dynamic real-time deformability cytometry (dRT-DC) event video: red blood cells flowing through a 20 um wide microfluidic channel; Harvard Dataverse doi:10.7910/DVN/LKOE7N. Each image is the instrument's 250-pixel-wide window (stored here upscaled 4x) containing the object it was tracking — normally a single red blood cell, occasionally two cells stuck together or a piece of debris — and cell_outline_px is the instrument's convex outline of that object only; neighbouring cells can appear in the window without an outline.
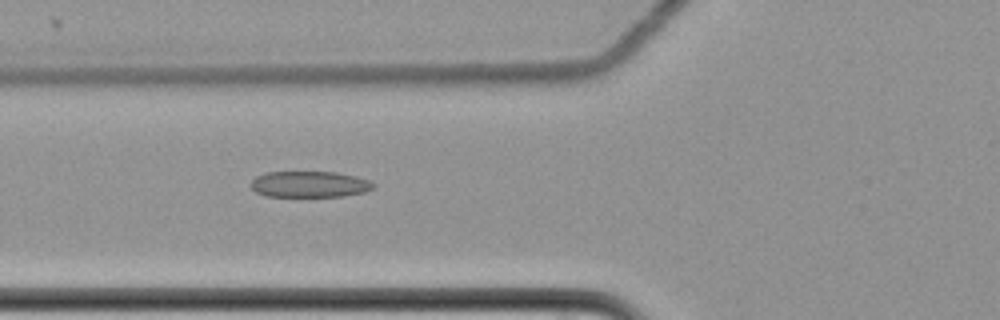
{"species": "common noctule bat (a hibernating species)", "species_latin": "Nyctalus noctula", "temperature_condition": "cold", "stored_images_in_passage": 61, "camera_frame_rate_fps": 3000, "um_per_image_px": 0.085, "animal": {"sex": "female", "body_mass_g": 22.7, "forearm_length_mm": 54.2}, "frame": {"image": 1, "passage_image": 25, "time_ms": 8.0, "image_size_px": [1000, 320], "cell_outline_px": [[376, 184], [372, 188], [364, 192], [344, 196], [264, 196], [256, 192], [248, 184], [256, 176], [264, 172], [336, 172], [356, 176], [368, 180]], "centroid_in_image_um": [26.27, 15.66], "position_along_channel_um": 99.5, "area_um2": 18.73}}
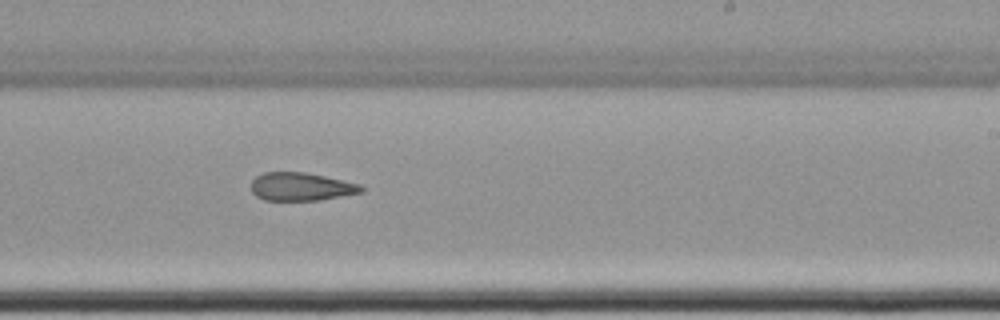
{"frame": {"image": 2, "passage_image": 39, "time_ms": 12.667, "image_size_px": [1000, 320], "cell_outline_px": [[364, 192], [320, 200], [264, 200], [256, 196], [252, 192], [252, 180], [256, 176], [264, 172], [304, 172], [324, 176], [360, 184], [364, 188]], "centroid_in_image_um": [25.6, 15.87], "position_along_channel_um": 263.4, "area_um2": 18.03}}
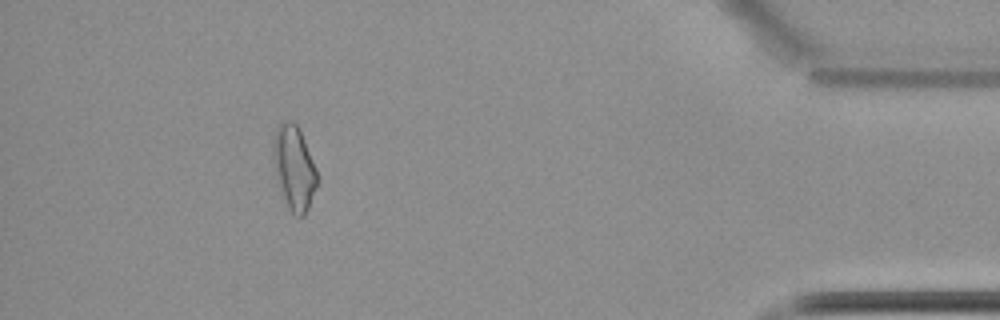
{"frame": {"image": 3, "passage_image": 56, "time_ms": 18.333, "image_size_px": [1000, 320], "cell_outline_px": [[320, 180], [308, 208], [304, 216], [296, 216], [288, 208], [276, 176], [272, 156], [272, 144], [276, 128], [280, 120], [292, 120], [300, 128], [316, 168]], "centroid_in_image_um": [25.0, 14.21], "position_along_channel_um": 410.2, "area_um2": 21.91}, "authors_computed_cell_mechanics": {"area_um2": 20.4612, "velocity_mm_per_s": 3.5111, "shape_relaxation_time_tau1_ms": null, "shape_relaxation_time_tau2_ms": 5.766, "deformation_change_tau1": null, "deformation_change_tau2": 0.1473}}